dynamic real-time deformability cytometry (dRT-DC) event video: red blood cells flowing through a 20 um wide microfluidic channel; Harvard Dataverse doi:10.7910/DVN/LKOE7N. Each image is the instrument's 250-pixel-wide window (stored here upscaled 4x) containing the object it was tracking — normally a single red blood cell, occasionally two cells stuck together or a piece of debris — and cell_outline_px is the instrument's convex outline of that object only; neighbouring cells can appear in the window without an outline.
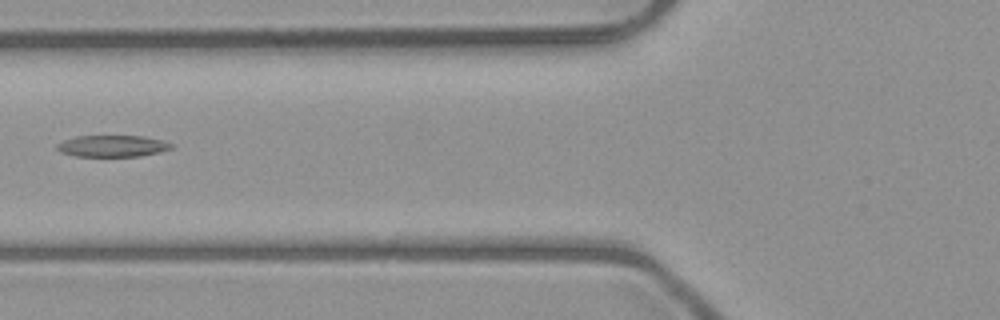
{"species": "common noctule bat (a hibernating species)", "species_latin": "Nyctalus noctula", "temperature_condition": "room temperature", "stored_images_in_passage": 3, "camera_frame_rate_fps": 3000, "um_per_image_px": 0.085, "animal": {"sex": "male", "body_mass_g": 23.1, "forearm_length_mm": 52.7}, "frame": {"image": 1, "passage_image": 3, "time_ms": 3.0, "image_size_px": [1000, 320], "cell_outline_px": [[176, 144], [172, 148], [160, 152], [140, 156], [76, 156], [60, 152], [56, 148], [56, 144], [64, 140], [76, 136], [144, 136], [164, 140]], "centroid_in_image_um": [9.6, 12.41], "position_along_channel_um": 116.2, "area_um2": 14.51}}